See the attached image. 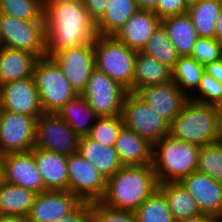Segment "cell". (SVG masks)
Instances as JSON below:
<instances>
[{
  "label": "cell",
  "mask_w": 222,
  "mask_h": 222,
  "mask_svg": "<svg viewBox=\"0 0 222 222\" xmlns=\"http://www.w3.org/2000/svg\"><path fill=\"white\" fill-rule=\"evenodd\" d=\"M33 77L43 112H57L78 95L51 57L38 59Z\"/></svg>",
  "instance_id": "cell-6"
},
{
  "label": "cell",
  "mask_w": 222,
  "mask_h": 222,
  "mask_svg": "<svg viewBox=\"0 0 222 222\" xmlns=\"http://www.w3.org/2000/svg\"><path fill=\"white\" fill-rule=\"evenodd\" d=\"M79 139L56 112H43L36 118L34 147L70 156L78 153Z\"/></svg>",
  "instance_id": "cell-9"
},
{
  "label": "cell",
  "mask_w": 222,
  "mask_h": 222,
  "mask_svg": "<svg viewBox=\"0 0 222 222\" xmlns=\"http://www.w3.org/2000/svg\"><path fill=\"white\" fill-rule=\"evenodd\" d=\"M190 56L202 65L220 60L222 43L216 38H198Z\"/></svg>",
  "instance_id": "cell-39"
},
{
  "label": "cell",
  "mask_w": 222,
  "mask_h": 222,
  "mask_svg": "<svg viewBox=\"0 0 222 222\" xmlns=\"http://www.w3.org/2000/svg\"><path fill=\"white\" fill-rule=\"evenodd\" d=\"M175 222H221V221L217 219L215 216L206 213H201L200 215L185 219H180Z\"/></svg>",
  "instance_id": "cell-44"
},
{
  "label": "cell",
  "mask_w": 222,
  "mask_h": 222,
  "mask_svg": "<svg viewBox=\"0 0 222 222\" xmlns=\"http://www.w3.org/2000/svg\"><path fill=\"white\" fill-rule=\"evenodd\" d=\"M114 148L123 166L152 164L153 144L125 126L121 128Z\"/></svg>",
  "instance_id": "cell-21"
},
{
  "label": "cell",
  "mask_w": 222,
  "mask_h": 222,
  "mask_svg": "<svg viewBox=\"0 0 222 222\" xmlns=\"http://www.w3.org/2000/svg\"><path fill=\"white\" fill-rule=\"evenodd\" d=\"M145 55L155 58L171 69L178 60L179 55L172 41L169 39L166 30L160 25L147 40L145 46L140 51Z\"/></svg>",
  "instance_id": "cell-32"
},
{
  "label": "cell",
  "mask_w": 222,
  "mask_h": 222,
  "mask_svg": "<svg viewBox=\"0 0 222 222\" xmlns=\"http://www.w3.org/2000/svg\"><path fill=\"white\" fill-rule=\"evenodd\" d=\"M132 93L140 89L172 80V70L153 57L137 51L134 64Z\"/></svg>",
  "instance_id": "cell-24"
},
{
  "label": "cell",
  "mask_w": 222,
  "mask_h": 222,
  "mask_svg": "<svg viewBox=\"0 0 222 222\" xmlns=\"http://www.w3.org/2000/svg\"><path fill=\"white\" fill-rule=\"evenodd\" d=\"M191 0H159L154 13L162 20L169 16L187 13Z\"/></svg>",
  "instance_id": "cell-40"
},
{
  "label": "cell",
  "mask_w": 222,
  "mask_h": 222,
  "mask_svg": "<svg viewBox=\"0 0 222 222\" xmlns=\"http://www.w3.org/2000/svg\"><path fill=\"white\" fill-rule=\"evenodd\" d=\"M90 222H137L134 211L114 209L101 201L90 203Z\"/></svg>",
  "instance_id": "cell-37"
},
{
  "label": "cell",
  "mask_w": 222,
  "mask_h": 222,
  "mask_svg": "<svg viewBox=\"0 0 222 222\" xmlns=\"http://www.w3.org/2000/svg\"><path fill=\"white\" fill-rule=\"evenodd\" d=\"M37 193L23 187L0 183V215H28Z\"/></svg>",
  "instance_id": "cell-30"
},
{
  "label": "cell",
  "mask_w": 222,
  "mask_h": 222,
  "mask_svg": "<svg viewBox=\"0 0 222 222\" xmlns=\"http://www.w3.org/2000/svg\"><path fill=\"white\" fill-rule=\"evenodd\" d=\"M216 109H217V114H218L219 130L222 137V101L216 105Z\"/></svg>",
  "instance_id": "cell-48"
},
{
  "label": "cell",
  "mask_w": 222,
  "mask_h": 222,
  "mask_svg": "<svg viewBox=\"0 0 222 222\" xmlns=\"http://www.w3.org/2000/svg\"><path fill=\"white\" fill-rule=\"evenodd\" d=\"M137 222H175L165 195L157 189L135 211Z\"/></svg>",
  "instance_id": "cell-33"
},
{
  "label": "cell",
  "mask_w": 222,
  "mask_h": 222,
  "mask_svg": "<svg viewBox=\"0 0 222 222\" xmlns=\"http://www.w3.org/2000/svg\"><path fill=\"white\" fill-rule=\"evenodd\" d=\"M36 119L33 116L1 110L0 156L31 151L35 146Z\"/></svg>",
  "instance_id": "cell-12"
},
{
  "label": "cell",
  "mask_w": 222,
  "mask_h": 222,
  "mask_svg": "<svg viewBox=\"0 0 222 222\" xmlns=\"http://www.w3.org/2000/svg\"><path fill=\"white\" fill-rule=\"evenodd\" d=\"M2 162V180L35 193L47 191L43 178L36 167L31 151L13 152L0 156Z\"/></svg>",
  "instance_id": "cell-14"
},
{
  "label": "cell",
  "mask_w": 222,
  "mask_h": 222,
  "mask_svg": "<svg viewBox=\"0 0 222 222\" xmlns=\"http://www.w3.org/2000/svg\"><path fill=\"white\" fill-rule=\"evenodd\" d=\"M107 10L95 23L97 35H114L139 9L136 0H108Z\"/></svg>",
  "instance_id": "cell-29"
},
{
  "label": "cell",
  "mask_w": 222,
  "mask_h": 222,
  "mask_svg": "<svg viewBox=\"0 0 222 222\" xmlns=\"http://www.w3.org/2000/svg\"><path fill=\"white\" fill-rule=\"evenodd\" d=\"M1 110L33 116L43 113L34 77L11 81L0 86Z\"/></svg>",
  "instance_id": "cell-15"
},
{
  "label": "cell",
  "mask_w": 222,
  "mask_h": 222,
  "mask_svg": "<svg viewBox=\"0 0 222 222\" xmlns=\"http://www.w3.org/2000/svg\"><path fill=\"white\" fill-rule=\"evenodd\" d=\"M200 146L167 135L153 144L152 166L159 184L179 182L197 170Z\"/></svg>",
  "instance_id": "cell-4"
},
{
  "label": "cell",
  "mask_w": 222,
  "mask_h": 222,
  "mask_svg": "<svg viewBox=\"0 0 222 222\" xmlns=\"http://www.w3.org/2000/svg\"><path fill=\"white\" fill-rule=\"evenodd\" d=\"M124 126L122 115L98 117L90 130L89 137L104 145H115L121 128Z\"/></svg>",
  "instance_id": "cell-36"
},
{
  "label": "cell",
  "mask_w": 222,
  "mask_h": 222,
  "mask_svg": "<svg viewBox=\"0 0 222 222\" xmlns=\"http://www.w3.org/2000/svg\"><path fill=\"white\" fill-rule=\"evenodd\" d=\"M0 13L25 21H44L41 0H0Z\"/></svg>",
  "instance_id": "cell-35"
},
{
  "label": "cell",
  "mask_w": 222,
  "mask_h": 222,
  "mask_svg": "<svg viewBox=\"0 0 222 222\" xmlns=\"http://www.w3.org/2000/svg\"><path fill=\"white\" fill-rule=\"evenodd\" d=\"M46 56L72 47L94 44L95 22L83 1L56 3L44 7Z\"/></svg>",
  "instance_id": "cell-1"
},
{
  "label": "cell",
  "mask_w": 222,
  "mask_h": 222,
  "mask_svg": "<svg viewBox=\"0 0 222 222\" xmlns=\"http://www.w3.org/2000/svg\"><path fill=\"white\" fill-rule=\"evenodd\" d=\"M166 197L175 221L200 215L198 203L180 182H165L158 188Z\"/></svg>",
  "instance_id": "cell-27"
},
{
  "label": "cell",
  "mask_w": 222,
  "mask_h": 222,
  "mask_svg": "<svg viewBox=\"0 0 222 222\" xmlns=\"http://www.w3.org/2000/svg\"><path fill=\"white\" fill-rule=\"evenodd\" d=\"M169 123L183 110L187 96L173 80L148 86L136 93Z\"/></svg>",
  "instance_id": "cell-17"
},
{
  "label": "cell",
  "mask_w": 222,
  "mask_h": 222,
  "mask_svg": "<svg viewBox=\"0 0 222 222\" xmlns=\"http://www.w3.org/2000/svg\"><path fill=\"white\" fill-rule=\"evenodd\" d=\"M68 191L81 202L101 201L106 192L105 179L78 153L68 156Z\"/></svg>",
  "instance_id": "cell-11"
},
{
  "label": "cell",
  "mask_w": 222,
  "mask_h": 222,
  "mask_svg": "<svg viewBox=\"0 0 222 222\" xmlns=\"http://www.w3.org/2000/svg\"><path fill=\"white\" fill-rule=\"evenodd\" d=\"M139 9L154 11L159 3V0H136Z\"/></svg>",
  "instance_id": "cell-46"
},
{
  "label": "cell",
  "mask_w": 222,
  "mask_h": 222,
  "mask_svg": "<svg viewBox=\"0 0 222 222\" xmlns=\"http://www.w3.org/2000/svg\"><path fill=\"white\" fill-rule=\"evenodd\" d=\"M38 59L29 51L0 46V86L32 77Z\"/></svg>",
  "instance_id": "cell-23"
},
{
  "label": "cell",
  "mask_w": 222,
  "mask_h": 222,
  "mask_svg": "<svg viewBox=\"0 0 222 222\" xmlns=\"http://www.w3.org/2000/svg\"><path fill=\"white\" fill-rule=\"evenodd\" d=\"M161 25L166 30L179 57L190 56L199 38L190 16L187 13L169 16L161 20Z\"/></svg>",
  "instance_id": "cell-25"
},
{
  "label": "cell",
  "mask_w": 222,
  "mask_h": 222,
  "mask_svg": "<svg viewBox=\"0 0 222 222\" xmlns=\"http://www.w3.org/2000/svg\"><path fill=\"white\" fill-rule=\"evenodd\" d=\"M204 72L210 74L222 84V59L205 64Z\"/></svg>",
  "instance_id": "cell-43"
},
{
  "label": "cell",
  "mask_w": 222,
  "mask_h": 222,
  "mask_svg": "<svg viewBox=\"0 0 222 222\" xmlns=\"http://www.w3.org/2000/svg\"><path fill=\"white\" fill-rule=\"evenodd\" d=\"M169 135L200 147L221 141L216 106L189 99L170 123Z\"/></svg>",
  "instance_id": "cell-3"
},
{
  "label": "cell",
  "mask_w": 222,
  "mask_h": 222,
  "mask_svg": "<svg viewBox=\"0 0 222 222\" xmlns=\"http://www.w3.org/2000/svg\"><path fill=\"white\" fill-rule=\"evenodd\" d=\"M56 113L66 121L79 137L88 136L95 119L98 118L87 100L79 94L74 99L69 100Z\"/></svg>",
  "instance_id": "cell-26"
},
{
  "label": "cell",
  "mask_w": 222,
  "mask_h": 222,
  "mask_svg": "<svg viewBox=\"0 0 222 222\" xmlns=\"http://www.w3.org/2000/svg\"><path fill=\"white\" fill-rule=\"evenodd\" d=\"M2 181V162H1V157H0V183Z\"/></svg>",
  "instance_id": "cell-50"
},
{
  "label": "cell",
  "mask_w": 222,
  "mask_h": 222,
  "mask_svg": "<svg viewBox=\"0 0 222 222\" xmlns=\"http://www.w3.org/2000/svg\"><path fill=\"white\" fill-rule=\"evenodd\" d=\"M54 222H90V202H81L70 214Z\"/></svg>",
  "instance_id": "cell-41"
},
{
  "label": "cell",
  "mask_w": 222,
  "mask_h": 222,
  "mask_svg": "<svg viewBox=\"0 0 222 222\" xmlns=\"http://www.w3.org/2000/svg\"><path fill=\"white\" fill-rule=\"evenodd\" d=\"M32 154L46 190H68V156L34 147Z\"/></svg>",
  "instance_id": "cell-20"
},
{
  "label": "cell",
  "mask_w": 222,
  "mask_h": 222,
  "mask_svg": "<svg viewBox=\"0 0 222 222\" xmlns=\"http://www.w3.org/2000/svg\"><path fill=\"white\" fill-rule=\"evenodd\" d=\"M195 93H198L197 96ZM195 93H193L189 99L203 104L216 106L222 101V84L210 74L203 72Z\"/></svg>",
  "instance_id": "cell-38"
},
{
  "label": "cell",
  "mask_w": 222,
  "mask_h": 222,
  "mask_svg": "<svg viewBox=\"0 0 222 222\" xmlns=\"http://www.w3.org/2000/svg\"><path fill=\"white\" fill-rule=\"evenodd\" d=\"M171 70L174 83L190 97L199 86L204 65L191 56H180Z\"/></svg>",
  "instance_id": "cell-31"
},
{
  "label": "cell",
  "mask_w": 222,
  "mask_h": 222,
  "mask_svg": "<svg viewBox=\"0 0 222 222\" xmlns=\"http://www.w3.org/2000/svg\"><path fill=\"white\" fill-rule=\"evenodd\" d=\"M90 18L96 23L106 12L108 0H82Z\"/></svg>",
  "instance_id": "cell-42"
},
{
  "label": "cell",
  "mask_w": 222,
  "mask_h": 222,
  "mask_svg": "<svg viewBox=\"0 0 222 222\" xmlns=\"http://www.w3.org/2000/svg\"><path fill=\"white\" fill-rule=\"evenodd\" d=\"M95 68L132 92L137 51L113 35H97L94 40Z\"/></svg>",
  "instance_id": "cell-5"
},
{
  "label": "cell",
  "mask_w": 222,
  "mask_h": 222,
  "mask_svg": "<svg viewBox=\"0 0 222 222\" xmlns=\"http://www.w3.org/2000/svg\"><path fill=\"white\" fill-rule=\"evenodd\" d=\"M0 222H31L28 215H0Z\"/></svg>",
  "instance_id": "cell-45"
},
{
  "label": "cell",
  "mask_w": 222,
  "mask_h": 222,
  "mask_svg": "<svg viewBox=\"0 0 222 222\" xmlns=\"http://www.w3.org/2000/svg\"><path fill=\"white\" fill-rule=\"evenodd\" d=\"M196 171L222 184V140L200 148Z\"/></svg>",
  "instance_id": "cell-34"
},
{
  "label": "cell",
  "mask_w": 222,
  "mask_h": 222,
  "mask_svg": "<svg viewBox=\"0 0 222 222\" xmlns=\"http://www.w3.org/2000/svg\"><path fill=\"white\" fill-rule=\"evenodd\" d=\"M80 203L68 190H47L36 195L28 217L31 222H54L70 214Z\"/></svg>",
  "instance_id": "cell-16"
},
{
  "label": "cell",
  "mask_w": 222,
  "mask_h": 222,
  "mask_svg": "<svg viewBox=\"0 0 222 222\" xmlns=\"http://www.w3.org/2000/svg\"><path fill=\"white\" fill-rule=\"evenodd\" d=\"M161 19L151 10L138 9L113 35L130 49L141 51Z\"/></svg>",
  "instance_id": "cell-19"
},
{
  "label": "cell",
  "mask_w": 222,
  "mask_h": 222,
  "mask_svg": "<svg viewBox=\"0 0 222 222\" xmlns=\"http://www.w3.org/2000/svg\"><path fill=\"white\" fill-rule=\"evenodd\" d=\"M80 0H41L43 8L47 5L56 4V3H67V2H75Z\"/></svg>",
  "instance_id": "cell-49"
},
{
  "label": "cell",
  "mask_w": 222,
  "mask_h": 222,
  "mask_svg": "<svg viewBox=\"0 0 222 222\" xmlns=\"http://www.w3.org/2000/svg\"><path fill=\"white\" fill-rule=\"evenodd\" d=\"M198 203L202 213L215 216L222 222V184L210 176L192 172L179 181Z\"/></svg>",
  "instance_id": "cell-18"
},
{
  "label": "cell",
  "mask_w": 222,
  "mask_h": 222,
  "mask_svg": "<svg viewBox=\"0 0 222 222\" xmlns=\"http://www.w3.org/2000/svg\"><path fill=\"white\" fill-rule=\"evenodd\" d=\"M222 0H191L187 10L199 38H215V25Z\"/></svg>",
  "instance_id": "cell-28"
},
{
  "label": "cell",
  "mask_w": 222,
  "mask_h": 222,
  "mask_svg": "<svg viewBox=\"0 0 222 222\" xmlns=\"http://www.w3.org/2000/svg\"><path fill=\"white\" fill-rule=\"evenodd\" d=\"M215 38L222 43V8L216 20L215 25Z\"/></svg>",
  "instance_id": "cell-47"
},
{
  "label": "cell",
  "mask_w": 222,
  "mask_h": 222,
  "mask_svg": "<svg viewBox=\"0 0 222 222\" xmlns=\"http://www.w3.org/2000/svg\"><path fill=\"white\" fill-rule=\"evenodd\" d=\"M45 21H25L0 13V46L46 57Z\"/></svg>",
  "instance_id": "cell-8"
},
{
  "label": "cell",
  "mask_w": 222,
  "mask_h": 222,
  "mask_svg": "<svg viewBox=\"0 0 222 222\" xmlns=\"http://www.w3.org/2000/svg\"><path fill=\"white\" fill-rule=\"evenodd\" d=\"M51 58L70 82L72 88L81 95L95 69L94 44H86L62 50Z\"/></svg>",
  "instance_id": "cell-13"
},
{
  "label": "cell",
  "mask_w": 222,
  "mask_h": 222,
  "mask_svg": "<svg viewBox=\"0 0 222 222\" xmlns=\"http://www.w3.org/2000/svg\"><path fill=\"white\" fill-rule=\"evenodd\" d=\"M128 91L104 72L95 68L81 94L98 117L122 115L123 100Z\"/></svg>",
  "instance_id": "cell-10"
},
{
  "label": "cell",
  "mask_w": 222,
  "mask_h": 222,
  "mask_svg": "<svg viewBox=\"0 0 222 222\" xmlns=\"http://www.w3.org/2000/svg\"><path fill=\"white\" fill-rule=\"evenodd\" d=\"M124 126L151 144L170 133V123L136 93L127 92L122 107Z\"/></svg>",
  "instance_id": "cell-7"
},
{
  "label": "cell",
  "mask_w": 222,
  "mask_h": 222,
  "mask_svg": "<svg viewBox=\"0 0 222 222\" xmlns=\"http://www.w3.org/2000/svg\"><path fill=\"white\" fill-rule=\"evenodd\" d=\"M158 188L152 164L123 166L107 179L101 202L114 209L135 211Z\"/></svg>",
  "instance_id": "cell-2"
},
{
  "label": "cell",
  "mask_w": 222,
  "mask_h": 222,
  "mask_svg": "<svg viewBox=\"0 0 222 222\" xmlns=\"http://www.w3.org/2000/svg\"><path fill=\"white\" fill-rule=\"evenodd\" d=\"M78 154L90 162L105 179L123 167L113 146L104 145L89 136L80 137Z\"/></svg>",
  "instance_id": "cell-22"
}]
</instances>
